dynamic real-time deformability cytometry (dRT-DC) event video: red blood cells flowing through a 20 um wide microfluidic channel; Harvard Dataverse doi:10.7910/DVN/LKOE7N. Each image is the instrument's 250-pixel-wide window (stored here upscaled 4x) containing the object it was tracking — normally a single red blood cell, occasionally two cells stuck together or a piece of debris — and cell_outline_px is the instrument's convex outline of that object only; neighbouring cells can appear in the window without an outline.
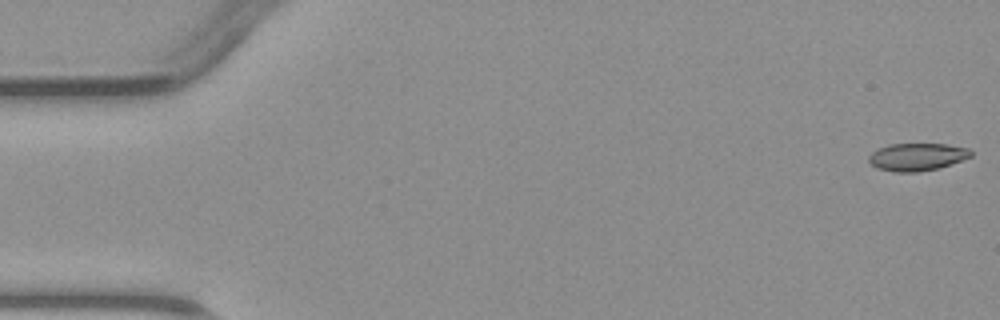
{"species": "common noctule bat (a hibernating species)", "species_latin": "Nyctalus noctula", "temperature_condition": "warm", "stored_images_in_passage": 4, "camera_frame_rate_fps": 3000, "um_per_image_px": 0.085, "animal": {"sex": "male", "body_mass_g": 23.1, "forearm_length_mm": 52.7}, "frame": {"image": 1, "passage_image": 1, "time_ms": 0.0, "image_size_px": [1000, 320], "cell_outline_px": [[972, 156], [936, 168], [916, 172], [892, 172], [876, 168], [868, 160], [868, 156], [872, 152], [888, 144], [948, 144], [968, 148], [972, 152]], "centroid_in_image_um": [77.91, 13.33], "position_along_channel_um": 7.1, "area_um2": 16.24}}
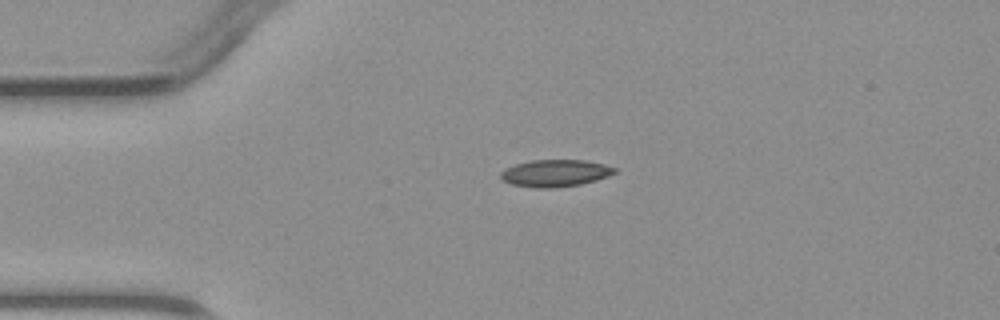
{"frame": {"image": 2, "passage_image": 3, "time_ms": 3.333, "image_size_px": [1000, 320], "cell_outline_px": [[616, 172], [608, 176], [596, 180], [580, 184], [552, 188], [536, 188], [512, 184], [504, 180], [500, 176], [500, 172], [504, 168], [516, 164], [532, 160], [584, 160], [604, 164], [616, 168]], "centroid_in_image_um": [47.19, 14.71], "position_along_channel_um": 37.8, "area_um2": 17.86}}